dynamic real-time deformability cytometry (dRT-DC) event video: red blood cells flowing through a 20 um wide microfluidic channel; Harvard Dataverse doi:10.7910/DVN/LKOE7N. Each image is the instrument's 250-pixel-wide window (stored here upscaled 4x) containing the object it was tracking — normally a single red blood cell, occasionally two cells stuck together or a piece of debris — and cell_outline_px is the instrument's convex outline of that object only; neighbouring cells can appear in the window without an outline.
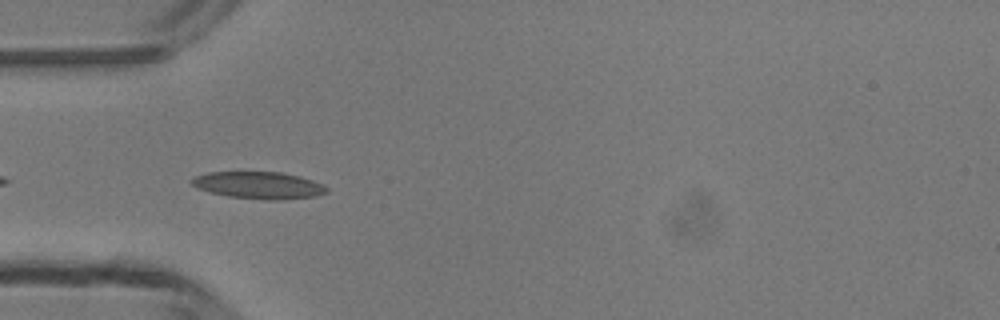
{"species": "common noctule bat (a hibernating species)", "species_latin": "Nyctalus noctula", "temperature_condition": "room temperature", "stored_images_in_passage": 32, "camera_frame_rate_fps": 3000, "um_per_image_px": 0.085, "animal": {"sex": "male", "body_mass_g": 13.3}, "frame": {"image": 1, "passage_image": 2, "time_ms": 0.333, "image_size_px": [1000, 320], "cell_outline_px": [[328, 192], [316, 196], [280, 200], [268, 200], [228, 196], [212, 192], [200, 188], [192, 184], [188, 180], [196, 176], [208, 172], [280, 172], [300, 176], [324, 184], [328, 188]], "centroid_in_image_um": [22.04, 15.74], "position_along_channel_um": 63.0, "area_um2": 21.21}}
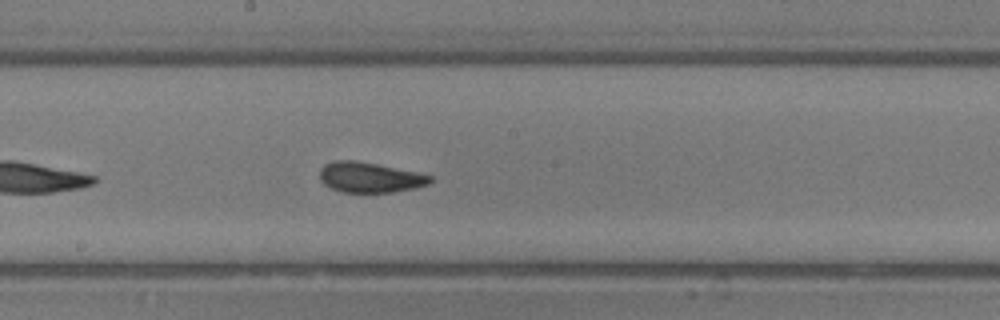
{"frame": {"image": 2, "passage_image": 13, "time_ms": 4.0, "image_size_px": [1000, 320], "cell_outline_px": [[432, 180], [428, 184], [416, 188], [392, 192], [340, 192], [324, 184], [320, 180], [320, 168], [324, 164], [336, 160], [352, 160], [376, 164], [416, 172], [432, 176]], "centroid_in_image_um": [31.41, 15.08], "position_along_channel_um": 216.8, "area_um2": 19.36}}
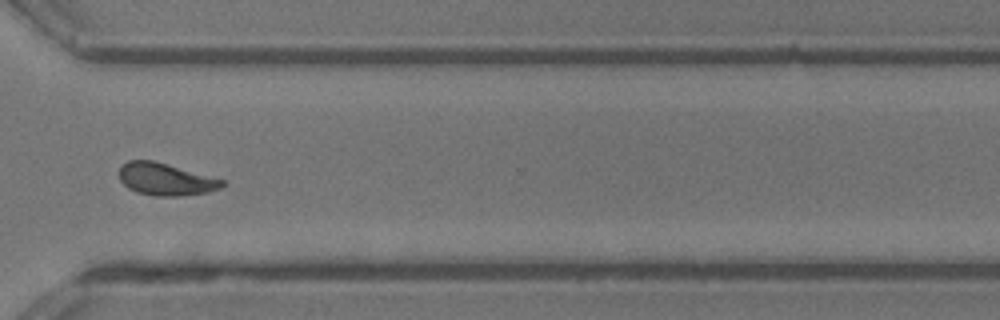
{"frame": {"image": 3, "passage_image": 23, "time_ms": 7.333, "image_size_px": [1000, 320], "cell_outline_px": [[224, 184], [220, 188], [208, 192], [180, 196], [156, 196], [136, 192], [128, 188], [120, 180], [120, 164], [128, 160], [152, 160], [224, 180]], "centroid_in_image_um": [14.04, 15.24], "position_along_channel_um": 356.6, "area_um2": 19.19}, "authors_computed_cell_mechanics": {"area_um2": 19.2763, "velocity_mm_per_s": 4.2042, "shape_relaxation_time_tau1_ms": 2.5708, "shape_relaxation_time_tau2_ms": 1.0856, "deformation_change_tau1": 0.1207, "deformation_change_tau2": 0.0836}}